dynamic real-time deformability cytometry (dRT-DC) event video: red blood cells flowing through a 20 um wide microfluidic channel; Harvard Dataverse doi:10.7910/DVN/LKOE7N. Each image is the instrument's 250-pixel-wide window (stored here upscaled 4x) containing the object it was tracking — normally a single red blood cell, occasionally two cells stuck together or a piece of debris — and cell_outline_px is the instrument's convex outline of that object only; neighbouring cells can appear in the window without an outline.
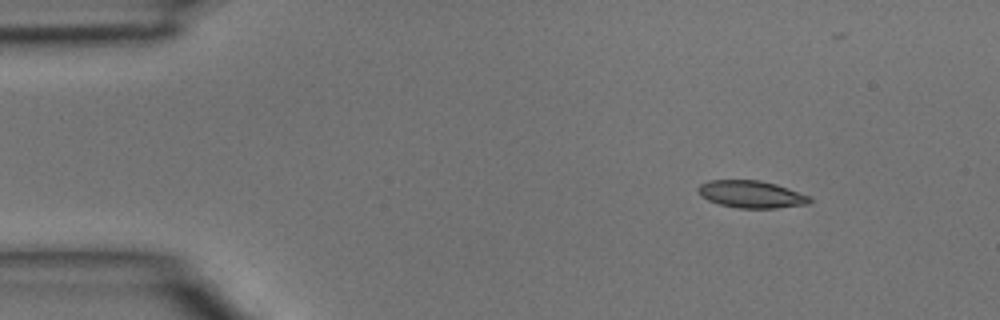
{"species": "common noctule bat (a hibernating species)", "species_latin": "Nyctalus noctula", "temperature_condition": "room temperature", "stored_images_in_passage": 2, "camera_frame_rate_fps": 3000, "um_per_image_px": 0.085, "animal": {"sex": "male", "body_mass_g": 15.6}, "frame": {"image": 1, "passage_image": 1, "time_ms": 0.0, "image_size_px": [1000, 320], "cell_outline_px": [[812, 200], [808, 204], [776, 208], [740, 208], [720, 204], [708, 200], [700, 196], [696, 188], [700, 184], [708, 180], [760, 180], [776, 184], [788, 188], [808, 196]], "centroid_in_image_um": [63.82, 16.5], "position_along_channel_um": 21.2, "area_um2": 17.69}}